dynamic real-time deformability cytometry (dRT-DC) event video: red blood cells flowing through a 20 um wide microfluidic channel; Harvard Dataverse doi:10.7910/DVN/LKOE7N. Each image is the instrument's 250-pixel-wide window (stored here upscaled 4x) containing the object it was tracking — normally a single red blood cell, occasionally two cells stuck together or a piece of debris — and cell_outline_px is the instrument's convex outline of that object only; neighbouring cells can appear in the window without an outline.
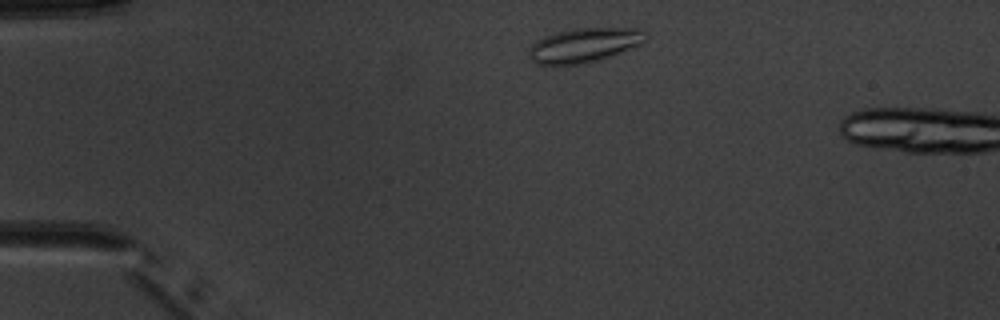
{"species": "common noctule bat (a hibernating species)", "species_latin": "Nyctalus noctula", "temperature_condition": "warm", "stored_images_in_passage": 2, "camera_frame_rate_fps": 3000, "um_per_image_px": 0.085, "animal": {"sex": "male", "body_mass_g": 20.1, "forearm_length_mm": 53.5}, "frame": {"image": 1, "passage_image": 1, "time_ms": 0.0, "image_size_px": [1000, 320], "cell_outline_px": [[648, 40], [640, 44], [608, 56], [584, 64], [536, 64], [528, 56], [528, 48], [536, 40], [544, 36], [556, 32], [572, 28], [640, 28], [648, 36]], "centroid_in_image_um": [49.62, 3.82], "position_along_channel_um": 35.4, "area_um2": 23.29}}